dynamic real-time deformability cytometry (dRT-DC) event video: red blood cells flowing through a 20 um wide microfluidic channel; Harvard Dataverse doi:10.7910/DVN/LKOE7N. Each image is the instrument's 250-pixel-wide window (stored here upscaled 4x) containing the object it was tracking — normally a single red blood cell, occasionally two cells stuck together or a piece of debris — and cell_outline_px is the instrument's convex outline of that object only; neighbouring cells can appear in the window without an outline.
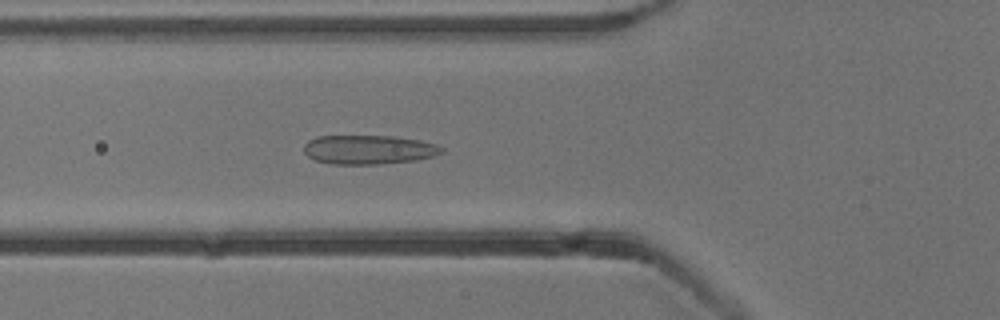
{"species": "common noctule bat (a hibernating species)", "species_latin": "Nyctalus noctula", "temperature_condition": "cold", "stored_images_in_passage": 52, "camera_frame_rate_fps": 3000, "um_per_image_px": 0.085, "animal": {"sex": "male", "body_mass_g": 13.3}, "frame": {"image": 1, "passage_image": 18, "time_ms": 5.667, "image_size_px": [1000, 320], "cell_outline_px": [[444, 152], [432, 156], [416, 160], [380, 164], [332, 164], [316, 160], [308, 156], [304, 152], [304, 144], [308, 140], [316, 136], [396, 136], [420, 140], [436, 144], [444, 148]], "centroid_in_image_um": [31.34, 12.71], "position_along_channel_um": 94.5, "area_um2": 23.47}}
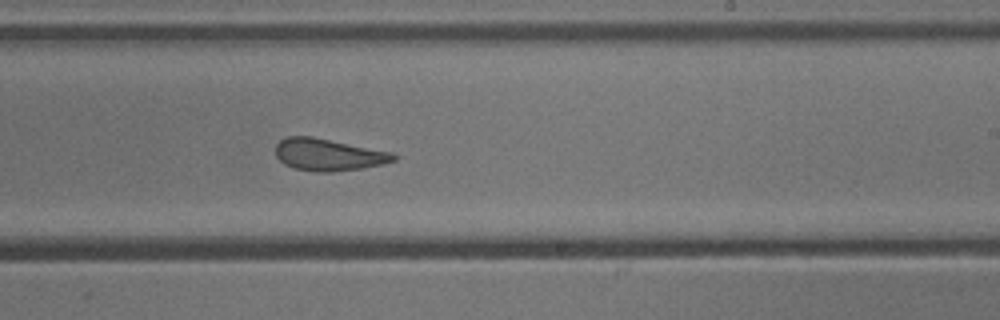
{"frame": {"image": 2, "passage_image": 31, "time_ms": 10.0, "image_size_px": [1000, 320], "cell_outline_px": [[396, 160], [384, 164], [360, 168], [332, 172], [316, 172], [292, 168], [284, 164], [276, 156], [276, 144], [280, 140], [288, 136], [312, 136], [392, 152], [396, 156]], "centroid_in_image_um": [27.89, 13.15], "position_along_channel_um": 261.1, "area_um2": 22.08}}
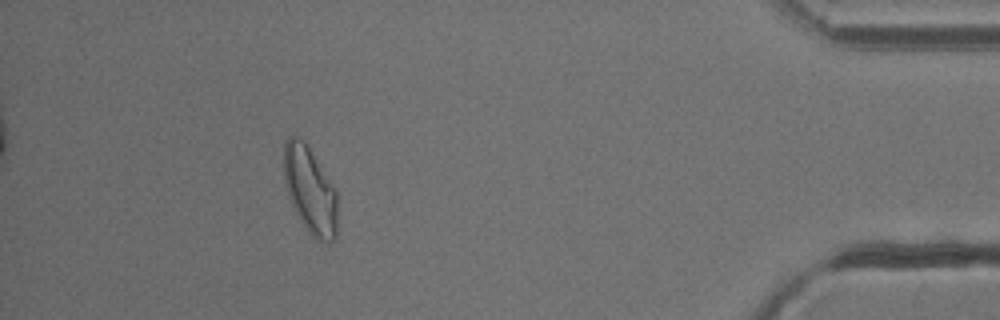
{"frame": {"image": 3, "passage_image": 47, "time_ms": 15.333, "image_size_px": [1000, 320], "cell_outline_px": [[336, 236], [328, 244], [324, 244], [316, 240], [308, 232], [300, 220], [288, 196], [284, 184], [284, 144], [288, 136], [300, 136], [304, 140], [336, 188]], "centroid_in_image_um": [26.34, 16.17], "position_along_channel_um": 408.9, "area_um2": 27.4}, "authors_computed_cell_mechanics": {"area_um2": 24.7384, "velocity_mm_per_s": 3.8261, "shape_relaxation_time_tau1_ms": null, "shape_relaxation_time_tau2_ms": 1.839, "deformation_change_tau1": null, "deformation_change_tau2": 0.0883}}